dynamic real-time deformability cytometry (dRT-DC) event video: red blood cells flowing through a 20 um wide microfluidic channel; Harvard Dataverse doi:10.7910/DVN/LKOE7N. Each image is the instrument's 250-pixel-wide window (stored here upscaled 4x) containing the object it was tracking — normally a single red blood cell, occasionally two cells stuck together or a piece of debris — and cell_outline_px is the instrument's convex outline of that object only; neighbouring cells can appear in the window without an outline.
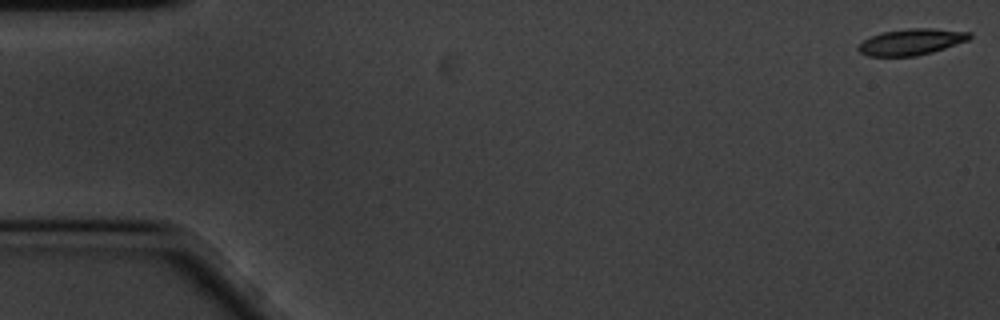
{"species": "common noctule bat (a hibernating species)", "species_latin": "Nyctalus noctula", "temperature_condition": "cold", "stored_images_in_passage": 9, "camera_frame_rate_fps": 3000, "um_per_image_px": 0.085, "animal": {"sex": "male", "body_mass_g": 20.1, "forearm_length_mm": 53.5}, "frame": {"image": 1, "passage_image": 1, "time_ms": 0.0, "image_size_px": [1000, 320], "cell_outline_px": [[972, 36], [968, 40], [932, 52], [916, 56], [868, 56], [860, 52], [856, 48], [864, 40], [880, 32], [908, 28], [932, 28], [972, 32]], "centroid_in_image_um": [77.47, 3.55], "position_along_channel_um": 7.5, "area_um2": 16.99}}